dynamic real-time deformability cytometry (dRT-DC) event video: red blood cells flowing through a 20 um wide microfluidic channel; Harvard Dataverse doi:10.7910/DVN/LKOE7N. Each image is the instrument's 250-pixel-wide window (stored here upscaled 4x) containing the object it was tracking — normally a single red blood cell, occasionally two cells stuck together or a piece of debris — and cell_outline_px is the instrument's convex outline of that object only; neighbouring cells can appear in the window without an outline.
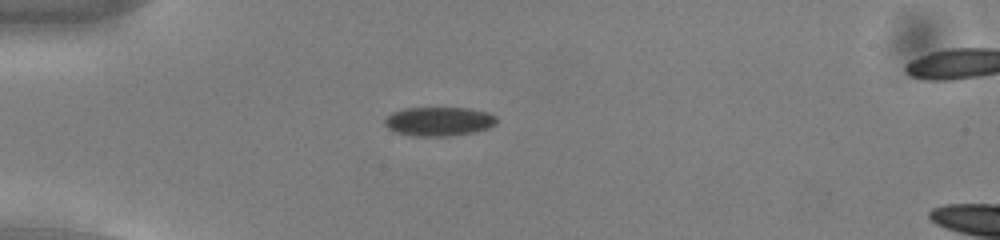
{"species": "common noctule bat (a hibernating species)", "species_latin": "Nyctalus noctula", "temperature_condition": "cold", "stored_images_in_passage": 55, "camera_frame_rate_fps": 3000, "um_per_image_px": 0.085, "animal": {"sex": "male", "body_mass_g": 13.0, "forearm_length_mm": 53.1}, "frame": {"image": 1, "passage_image": 16, "time_ms": 5.0, "image_size_px": [1000, 240], "cell_outline_px": [[496, 124], [488, 128], [472, 132], [448, 136], [416, 136], [396, 132], [388, 128], [384, 124], [384, 120], [392, 112], [404, 108], [468, 108], [488, 112], [496, 116]], "centroid_in_image_um": [37.3, 10.31], "position_along_channel_um": 47.7, "area_um2": 18.84}}
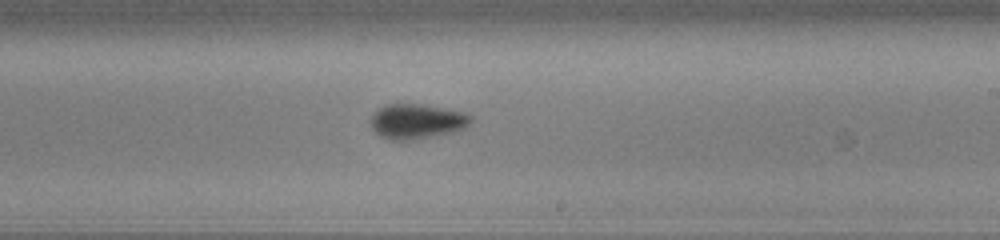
{"frame": {"image": 2, "passage_image": 34, "time_ms": 11.0, "image_size_px": [1000, 240], "cell_outline_px": [[472, 120], [468, 128], [452, 132], [408, 140], [392, 140], [380, 136], [372, 128], [368, 120], [376, 108], [384, 104], [424, 104], [464, 112], [472, 116]], "centroid_in_image_um": [35.4, 10.29], "position_along_channel_um": 253.6, "area_um2": 20.63}}
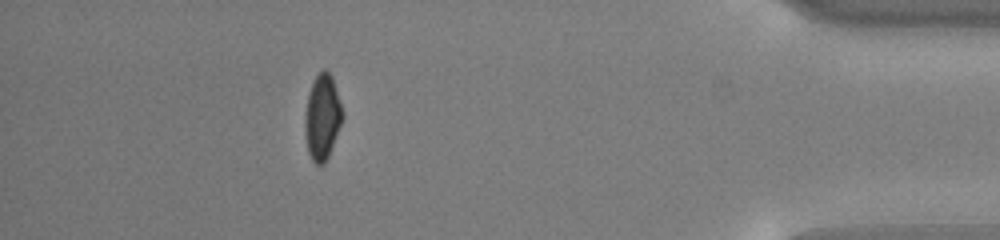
{"frame": {"image": 3, "passage_image": 50, "time_ms": 16.333, "image_size_px": [1000, 240], "cell_outline_px": [[344, 116], [328, 156], [324, 164], [316, 164], [312, 160], [308, 152], [304, 132], [304, 120], [308, 92], [316, 76], [324, 68], [332, 76], [344, 112]], "centroid_in_image_um": [27.39, 9.95], "position_along_channel_um": 407.8, "area_um2": 18.73}, "authors_computed_cell_mechanics": {"area_um2": 19.1896, "velocity_mm_per_s": 3.7778, "shape_relaxation_time_tau1_ms": 2.2655, "shape_relaxation_time_tau2_ms": 2.8919, "deformation_change_tau1": 0.0898, "deformation_change_tau2": 0.0605}}